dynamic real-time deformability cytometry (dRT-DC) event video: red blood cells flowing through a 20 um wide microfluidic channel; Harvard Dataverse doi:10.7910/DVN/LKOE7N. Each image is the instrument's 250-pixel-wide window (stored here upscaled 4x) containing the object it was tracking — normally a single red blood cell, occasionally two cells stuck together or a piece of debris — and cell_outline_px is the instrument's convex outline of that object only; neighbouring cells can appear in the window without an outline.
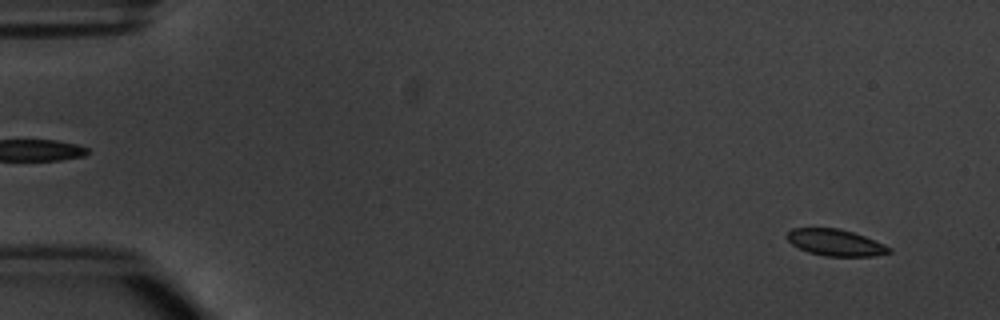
{"species": "common noctule bat (a hibernating species)", "species_latin": "Nyctalus noctula", "temperature_condition": "warm", "stored_images_in_passage": 4, "camera_frame_rate_fps": 3000, "um_per_image_px": 0.085, "animal": {"sex": "male", "body_mass_g": 20.1, "forearm_length_mm": 53.5}, "frame": {"image": 1, "passage_image": 1, "time_ms": 0.0, "image_size_px": [1000, 320], "cell_outline_px": [[892, 252], [872, 256], [824, 256], [808, 252], [792, 244], [784, 236], [792, 228], [836, 228], [852, 232], [864, 236], [884, 244], [892, 248]], "centroid_in_image_um": [71.0, 20.62], "position_along_channel_um": 14.0, "area_um2": 15.72}}
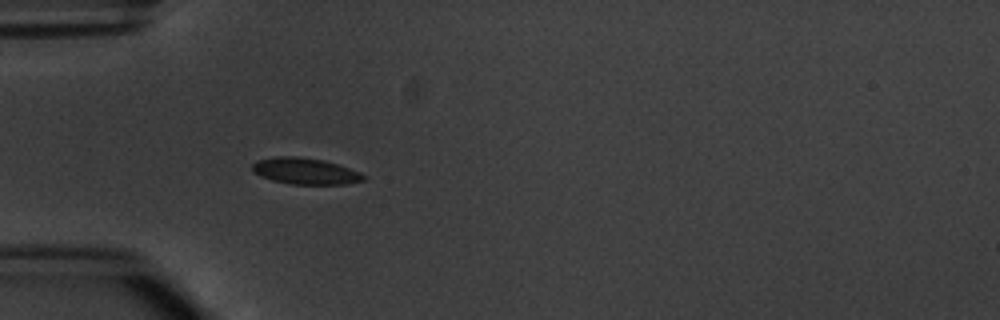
{"frame": {"image": 2, "passage_image": 4, "time_ms": 4.333, "image_size_px": [1000, 320], "cell_outline_px": [[368, 176], [364, 180], [344, 184], [292, 184], [272, 180], [260, 176], [252, 172], [252, 164], [260, 160], [276, 156], [300, 156], [324, 160], [360, 172]], "centroid_in_image_um": [25.94, 14.54], "position_along_channel_um": 59.1, "area_um2": 17.05}}